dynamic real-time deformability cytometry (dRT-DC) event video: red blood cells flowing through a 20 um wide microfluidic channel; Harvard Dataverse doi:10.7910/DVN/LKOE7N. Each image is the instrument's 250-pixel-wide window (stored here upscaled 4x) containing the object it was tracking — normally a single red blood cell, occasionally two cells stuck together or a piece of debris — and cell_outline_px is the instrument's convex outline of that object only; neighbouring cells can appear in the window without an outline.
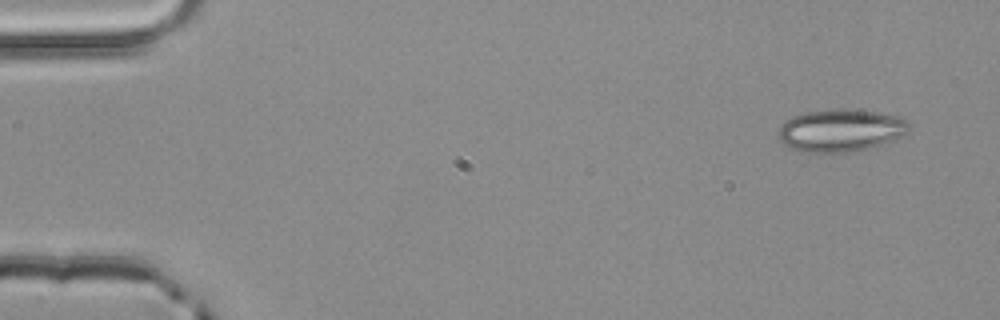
{"species": "common noctule bat (a hibernating species)", "species_latin": "Nyctalus noctula", "temperature_condition": "room temperature", "stored_images_in_passage": 3, "camera_frame_rate_fps": 3000, "um_per_image_px": 0.085, "animal": {"sex": "male", "body_mass_g": 20.4}, "frame": {"image": 1, "passage_image": 1, "time_ms": 0.0, "image_size_px": [1000, 320], "cell_outline_px": [[912, 124], [908, 132], [880, 144], [856, 152], [808, 152], [788, 148], [780, 140], [780, 124], [784, 120], [792, 116], [804, 112], [844, 108], [876, 112], [900, 116], [908, 120]], "centroid_in_image_um": [71.46, 11.07], "position_along_channel_um": 13.5, "area_um2": 32.43}}